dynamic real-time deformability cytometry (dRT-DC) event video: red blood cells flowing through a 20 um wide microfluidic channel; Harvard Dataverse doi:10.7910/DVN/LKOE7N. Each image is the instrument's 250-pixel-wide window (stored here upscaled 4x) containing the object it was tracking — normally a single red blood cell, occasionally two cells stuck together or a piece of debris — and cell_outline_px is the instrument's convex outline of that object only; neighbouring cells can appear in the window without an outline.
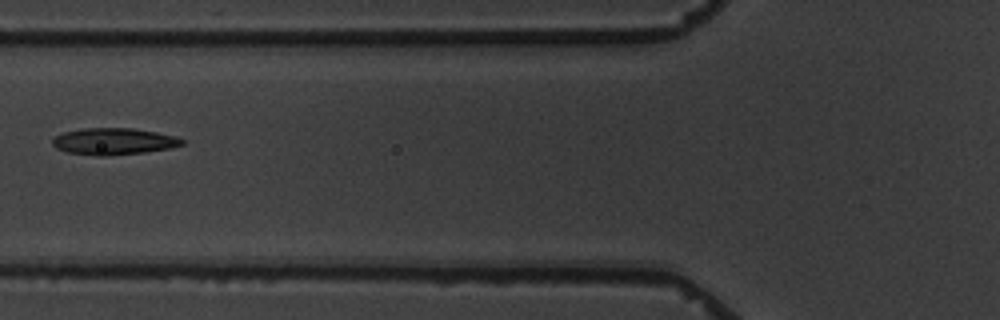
{"species": "common noctule bat (a hibernating species)", "species_latin": "Nyctalus noctula", "temperature_condition": "warm", "stored_images_in_passage": 6, "camera_frame_rate_fps": 3000, "um_per_image_px": 0.085, "animal": {"sex": "male", "body_mass_g": 19.5, "forearm_length_mm": 54.6}, "frame": {"image": 1, "passage_image": 6, "time_ms": 5.667, "image_size_px": [1000, 320], "cell_outline_px": [[184, 144], [172, 148], [144, 152], [104, 156], [96, 156], [68, 152], [56, 148], [52, 144], [52, 140], [56, 136], [64, 132], [84, 128], [132, 128], [156, 132], [176, 136], [184, 140]], "centroid_in_image_um": [9.68, 12.02], "position_along_channel_um": 116.1, "area_um2": 20.11}}